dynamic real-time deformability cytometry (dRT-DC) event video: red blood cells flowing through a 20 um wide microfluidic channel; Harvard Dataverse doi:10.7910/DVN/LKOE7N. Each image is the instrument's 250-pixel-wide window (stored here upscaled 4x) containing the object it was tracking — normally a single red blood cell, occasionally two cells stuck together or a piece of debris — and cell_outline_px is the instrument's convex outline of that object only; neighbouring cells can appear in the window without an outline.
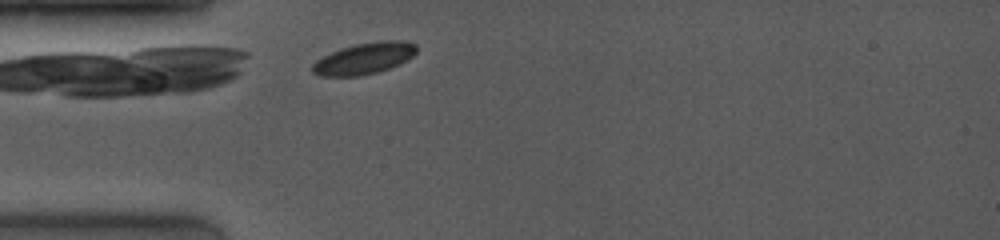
{"species": "common noctule bat (a hibernating species)", "species_latin": "Nyctalus noctula", "temperature_condition": "room temperature", "stored_images_in_passage": 19, "camera_frame_rate_fps": 4000, "um_per_image_px": 0.085, "animal": {"sex": "female", "body_mass_g": 19.0, "forearm_length_mm": 53.3}, "frame": {"image": 1, "passage_image": 4, "time_ms": 0.5, "image_size_px": [1000, 240], "cell_outline_px": [[416, 52], [408, 60], [400, 64], [376, 72], [360, 76], [320, 76], [312, 72], [312, 64], [316, 60], [340, 48], [356, 44], [376, 40], [400, 40], [416, 44]], "centroid_in_image_um": [30.96, 4.96], "position_along_channel_um": 54.0, "area_um2": 19.07}}